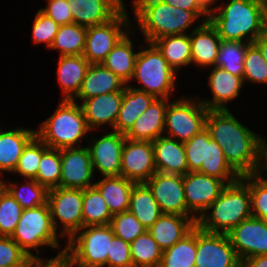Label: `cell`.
Returning a JSON list of instances; mask_svg holds the SVG:
<instances>
[{
	"instance_id": "cell-30",
	"label": "cell",
	"mask_w": 267,
	"mask_h": 267,
	"mask_svg": "<svg viewBox=\"0 0 267 267\" xmlns=\"http://www.w3.org/2000/svg\"><path fill=\"white\" fill-rule=\"evenodd\" d=\"M155 99L156 97L151 94L126 85L114 130L126 134Z\"/></svg>"
},
{
	"instance_id": "cell-16",
	"label": "cell",
	"mask_w": 267,
	"mask_h": 267,
	"mask_svg": "<svg viewBox=\"0 0 267 267\" xmlns=\"http://www.w3.org/2000/svg\"><path fill=\"white\" fill-rule=\"evenodd\" d=\"M183 184L187 208L197 219L207 211L227 185L222 179L200 172H187L183 175Z\"/></svg>"
},
{
	"instance_id": "cell-45",
	"label": "cell",
	"mask_w": 267,
	"mask_h": 267,
	"mask_svg": "<svg viewBox=\"0 0 267 267\" xmlns=\"http://www.w3.org/2000/svg\"><path fill=\"white\" fill-rule=\"evenodd\" d=\"M243 81L267 84V63L262 52L255 43H250L246 49L243 61Z\"/></svg>"
},
{
	"instance_id": "cell-38",
	"label": "cell",
	"mask_w": 267,
	"mask_h": 267,
	"mask_svg": "<svg viewBox=\"0 0 267 267\" xmlns=\"http://www.w3.org/2000/svg\"><path fill=\"white\" fill-rule=\"evenodd\" d=\"M133 267H159L163 250L148 230L130 243Z\"/></svg>"
},
{
	"instance_id": "cell-37",
	"label": "cell",
	"mask_w": 267,
	"mask_h": 267,
	"mask_svg": "<svg viewBox=\"0 0 267 267\" xmlns=\"http://www.w3.org/2000/svg\"><path fill=\"white\" fill-rule=\"evenodd\" d=\"M83 227L110 224L112 214L100 192L94 187L83 189Z\"/></svg>"
},
{
	"instance_id": "cell-13",
	"label": "cell",
	"mask_w": 267,
	"mask_h": 267,
	"mask_svg": "<svg viewBox=\"0 0 267 267\" xmlns=\"http://www.w3.org/2000/svg\"><path fill=\"white\" fill-rule=\"evenodd\" d=\"M227 234L209 233L197 226L195 267H241Z\"/></svg>"
},
{
	"instance_id": "cell-9",
	"label": "cell",
	"mask_w": 267,
	"mask_h": 267,
	"mask_svg": "<svg viewBox=\"0 0 267 267\" xmlns=\"http://www.w3.org/2000/svg\"><path fill=\"white\" fill-rule=\"evenodd\" d=\"M48 203L35 208L23 209L11 238L32 258L42 259L37 248L50 246L60 248ZM29 249H37L34 255Z\"/></svg>"
},
{
	"instance_id": "cell-54",
	"label": "cell",
	"mask_w": 267,
	"mask_h": 267,
	"mask_svg": "<svg viewBox=\"0 0 267 267\" xmlns=\"http://www.w3.org/2000/svg\"><path fill=\"white\" fill-rule=\"evenodd\" d=\"M254 43L258 46L260 51L262 52L263 58L267 63V31L260 35Z\"/></svg>"
},
{
	"instance_id": "cell-29",
	"label": "cell",
	"mask_w": 267,
	"mask_h": 267,
	"mask_svg": "<svg viewBox=\"0 0 267 267\" xmlns=\"http://www.w3.org/2000/svg\"><path fill=\"white\" fill-rule=\"evenodd\" d=\"M36 136V130L16 128L0 129V171L14 172L26 145Z\"/></svg>"
},
{
	"instance_id": "cell-19",
	"label": "cell",
	"mask_w": 267,
	"mask_h": 267,
	"mask_svg": "<svg viewBox=\"0 0 267 267\" xmlns=\"http://www.w3.org/2000/svg\"><path fill=\"white\" fill-rule=\"evenodd\" d=\"M112 131L100 139H91L87 146L94 172L98 169L103 177L120 176L121 171V156L126 137L125 134Z\"/></svg>"
},
{
	"instance_id": "cell-23",
	"label": "cell",
	"mask_w": 267,
	"mask_h": 267,
	"mask_svg": "<svg viewBox=\"0 0 267 267\" xmlns=\"http://www.w3.org/2000/svg\"><path fill=\"white\" fill-rule=\"evenodd\" d=\"M165 135L152 142L156 172L185 175L188 164L184 143Z\"/></svg>"
},
{
	"instance_id": "cell-22",
	"label": "cell",
	"mask_w": 267,
	"mask_h": 267,
	"mask_svg": "<svg viewBox=\"0 0 267 267\" xmlns=\"http://www.w3.org/2000/svg\"><path fill=\"white\" fill-rule=\"evenodd\" d=\"M169 102L170 100L166 98H156L136 119L125 137L131 140L153 142L158 137L163 136L165 112Z\"/></svg>"
},
{
	"instance_id": "cell-39",
	"label": "cell",
	"mask_w": 267,
	"mask_h": 267,
	"mask_svg": "<svg viewBox=\"0 0 267 267\" xmlns=\"http://www.w3.org/2000/svg\"><path fill=\"white\" fill-rule=\"evenodd\" d=\"M1 180V185L14 197L23 209L35 208L47 203L48 190L39 184L35 179L21 186L13 182L6 184Z\"/></svg>"
},
{
	"instance_id": "cell-34",
	"label": "cell",
	"mask_w": 267,
	"mask_h": 267,
	"mask_svg": "<svg viewBox=\"0 0 267 267\" xmlns=\"http://www.w3.org/2000/svg\"><path fill=\"white\" fill-rule=\"evenodd\" d=\"M153 44L177 73L180 67L191 64L190 34L164 36Z\"/></svg>"
},
{
	"instance_id": "cell-52",
	"label": "cell",
	"mask_w": 267,
	"mask_h": 267,
	"mask_svg": "<svg viewBox=\"0 0 267 267\" xmlns=\"http://www.w3.org/2000/svg\"><path fill=\"white\" fill-rule=\"evenodd\" d=\"M66 248L53 259H32L25 267H68L65 260Z\"/></svg>"
},
{
	"instance_id": "cell-51",
	"label": "cell",
	"mask_w": 267,
	"mask_h": 267,
	"mask_svg": "<svg viewBox=\"0 0 267 267\" xmlns=\"http://www.w3.org/2000/svg\"><path fill=\"white\" fill-rule=\"evenodd\" d=\"M173 7L181 8L187 11H192L200 20L204 17L203 22L209 20V12L199 3L198 0H160Z\"/></svg>"
},
{
	"instance_id": "cell-41",
	"label": "cell",
	"mask_w": 267,
	"mask_h": 267,
	"mask_svg": "<svg viewBox=\"0 0 267 267\" xmlns=\"http://www.w3.org/2000/svg\"><path fill=\"white\" fill-rule=\"evenodd\" d=\"M61 177L60 150L48 148L41 157L37 176L34 178L47 190L59 187Z\"/></svg>"
},
{
	"instance_id": "cell-10",
	"label": "cell",
	"mask_w": 267,
	"mask_h": 267,
	"mask_svg": "<svg viewBox=\"0 0 267 267\" xmlns=\"http://www.w3.org/2000/svg\"><path fill=\"white\" fill-rule=\"evenodd\" d=\"M207 113L208 109L199 98L196 101L188 97L169 102L165 112L164 133L184 143L205 128Z\"/></svg>"
},
{
	"instance_id": "cell-44",
	"label": "cell",
	"mask_w": 267,
	"mask_h": 267,
	"mask_svg": "<svg viewBox=\"0 0 267 267\" xmlns=\"http://www.w3.org/2000/svg\"><path fill=\"white\" fill-rule=\"evenodd\" d=\"M263 172L243 175L241 179L250 189L252 216L267 222V179Z\"/></svg>"
},
{
	"instance_id": "cell-56",
	"label": "cell",
	"mask_w": 267,
	"mask_h": 267,
	"mask_svg": "<svg viewBox=\"0 0 267 267\" xmlns=\"http://www.w3.org/2000/svg\"><path fill=\"white\" fill-rule=\"evenodd\" d=\"M265 170H267V141H265Z\"/></svg>"
},
{
	"instance_id": "cell-27",
	"label": "cell",
	"mask_w": 267,
	"mask_h": 267,
	"mask_svg": "<svg viewBox=\"0 0 267 267\" xmlns=\"http://www.w3.org/2000/svg\"><path fill=\"white\" fill-rule=\"evenodd\" d=\"M126 83L102 64H90L78 94L72 99L85 100L97 95L124 91Z\"/></svg>"
},
{
	"instance_id": "cell-26",
	"label": "cell",
	"mask_w": 267,
	"mask_h": 267,
	"mask_svg": "<svg viewBox=\"0 0 267 267\" xmlns=\"http://www.w3.org/2000/svg\"><path fill=\"white\" fill-rule=\"evenodd\" d=\"M190 32L191 64L215 66L222 41L216 28L208 20Z\"/></svg>"
},
{
	"instance_id": "cell-12",
	"label": "cell",
	"mask_w": 267,
	"mask_h": 267,
	"mask_svg": "<svg viewBox=\"0 0 267 267\" xmlns=\"http://www.w3.org/2000/svg\"><path fill=\"white\" fill-rule=\"evenodd\" d=\"M47 203L56 231L58 225L62 224L60 237L66 235L70 239L83 227V189L64 187L50 189Z\"/></svg>"
},
{
	"instance_id": "cell-2",
	"label": "cell",
	"mask_w": 267,
	"mask_h": 267,
	"mask_svg": "<svg viewBox=\"0 0 267 267\" xmlns=\"http://www.w3.org/2000/svg\"><path fill=\"white\" fill-rule=\"evenodd\" d=\"M209 21L221 40L254 43L267 31L265 0H230L215 6Z\"/></svg>"
},
{
	"instance_id": "cell-57",
	"label": "cell",
	"mask_w": 267,
	"mask_h": 267,
	"mask_svg": "<svg viewBox=\"0 0 267 267\" xmlns=\"http://www.w3.org/2000/svg\"><path fill=\"white\" fill-rule=\"evenodd\" d=\"M265 5H266V20H267V0H265Z\"/></svg>"
},
{
	"instance_id": "cell-42",
	"label": "cell",
	"mask_w": 267,
	"mask_h": 267,
	"mask_svg": "<svg viewBox=\"0 0 267 267\" xmlns=\"http://www.w3.org/2000/svg\"><path fill=\"white\" fill-rule=\"evenodd\" d=\"M48 148L49 147L42 140L35 136L23 149L22 155L13 173H18L27 180L34 179L38 173L42 154Z\"/></svg>"
},
{
	"instance_id": "cell-3",
	"label": "cell",
	"mask_w": 267,
	"mask_h": 267,
	"mask_svg": "<svg viewBox=\"0 0 267 267\" xmlns=\"http://www.w3.org/2000/svg\"><path fill=\"white\" fill-rule=\"evenodd\" d=\"M251 216L250 189L240 178L222 189L219 197L197 220V226L209 233L227 234Z\"/></svg>"
},
{
	"instance_id": "cell-11",
	"label": "cell",
	"mask_w": 267,
	"mask_h": 267,
	"mask_svg": "<svg viewBox=\"0 0 267 267\" xmlns=\"http://www.w3.org/2000/svg\"><path fill=\"white\" fill-rule=\"evenodd\" d=\"M125 6L109 21L87 27L83 56L90 64H101L108 53L130 31L131 24ZM130 25V26H129ZM124 27L126 31H123ZM122 28V29H121ZM129 29V30H127Z\"/></svg>"
},
{
	"instance_id": "cell-48",
	"label": "cell",
	"mask_w": 267,
	"mask_h": 267,
	"mask_svg": "<svg viewBox=\"0 0 267 267\" xmlns=\"http://www.w3.org/2000/svg\"><path fill=\"white\" fill-rule=\"evenodd\" d=\"M58 29L59 25L39 10L36 13L32 26V39L35 44L45 43L50 49Z\"/></svg>"
},
{
	"instance_id": "cell-40",
	"label": "cell",
	"mask_w": 267,
	"mask_h": 267,
	"mask_svg": "<svg viewBox=\"0 0 267 267\" xmlns=\"http://www.w3.org/2000/svg\"><path fill=\"white\" fill-rule=\"evenodd\" d=\"M249 44L250 42L222 40L215 66L242 77L243 61Z\"/></svg>"
},
{
	"instance_id": "cell-35",
	"label": "cell",
	"mask_w": 267,
	"mask_h": 267,
	"mask_svg": "<svg viewBox=\"0 0 267 267\" xmlns=\"http://www.w3.org/2000/svg\"><path fill=\"white\" fill-rule=\"evenodd\" d=\"M197 226L170 248L163 251L159 267H195Z\"/></svg>"
},
{
	"instance_id": "cell-25",
	"label": "cell",
	"mask_w": 267,
	"mask_h": 267,
	"mask_svg": "<svg viewBox=\"0 0 267 267\" xmlns=\"http://www.w3.org/2000/svg\"><path fill=\"white\" fill-rule=\"evenodd\" d=\"M197 220L178 214L163 213L147 230L164 251L189 234L197 226Z\"/></svg>"
},
{
	"instance_id": "cell-7",
	"label": "cell",
	"mask_w": 267,
	"mask_h": 267,
	"mask_svg": "<svg viewBox=\"0 0 267 267\" xmlns=\"http://www.w3.org/2000/svg\"><path fill=\"white\" fill-rule=\"evenodd\" d=\"M188 172H200L231 184L241 176L228 164L221 146L204 128L184 142Z\"/></svg>"
},
{
	"instance_id": "cell-55",
	"label": "cell",
	"mask_w": 267,
	"mask_h": 267,
	"mask_svg": "<svg viewBox=\"0 0 267 267\" xmlns=\"http://www.w3.org/2000/svg\"><path fill=\"white\" fill-rule=\"evenodd\" d=\"M198 1L209 13L211 10H213V8L210 7L212 6V4L215 3V0H198Z\"/></svg>"
},
{
	"instance_id": "cell-14",
	"label": "cell",
	"mask_w": 267,
	"mask_h": 267,
	"mask_svg": "<svg viewBox=\"0 0 267 267\" xmlns=\"http://www.w3.org/2000/svg\"><path fill=\"white\" fill-rule=\"evenodd\" d=\"M145 184L150 189L162 213L196 218L195 215L190 216L191 212L187 208L183 175L156 172Z\"/></svg>"
},
{
	"instance_id": "cell-47",
	"label": "cell",
	"mask_w": 267,
	"mask_h": 267,
	"mask_svg": "<svg viewBox=\"0 0 267 267\" xmlns=\"http://www.w3.org/2000/svg\"><path fill=\"white\" fill-rule=\"evenodd\" d=\"M31 260L11 237L0 236V266L25 267Z\"/></svg>"
},
{
	"instance_id": "cell-31",
	"label": "cell",
	"mask_w": 267,
	"mask_h": 267,
	"mask_svg": "<svg viewBox=\"0 0 267 267\" xmlns=\"http://www.w3.org/2000/svg\"><path fill=\"white\" fill-rule=\"evenodd\" d=\"M135 182L120 176L103 177L94 183L113 215L128 211L130 196Z\"/></svg>"
},
{
	"instance_id": "cell-8",
	"label": "cell",
	"mask_w": 267,
	"mask_h": 267,
	"mask_svg": "<svg viewBox=\"0 0 267 267\" xmlns=\"http://www.w3.org/2000/svg\"><path fill=\"white\" fill-rule=\"evenodd\" d=\"M149 47V48H148ZM148 49L138 52L132 80L141 83L142 87H133L156 98L170 99V94L176 88L177 72L168 64L162 53L153 43H148Z\"/></svg>"
},
{
	"instance_id": "cell-5",
	"label": "cell",
	"mask_w": 267,
	"mask_h": 267,
	"mask_svg": "<svg viewBox=\"0 0 267 267\" xmlns=\"http://www.w3.org/2000/svg\"><path fill=\"white\" fill-rule=\"evenodd\" d=\"M36 136L49 148L82 147L80 140L89 131L83 110L76 100L62 99L56 111L40 125Z\"/></svg>"
},
{
	"instance_id": "cell-18",
	"label": "cell",
	"mask_w": 267,
	"mask_h": 267,
	"mask_svg": "<svg viewBox=\"0 0 267 267\" xmlns=\"http://www.w3.org/2000/svg\"><path fill=\"white\" fill-rule=\"evenodd\" d=\"M61 177L59 187L86 189L92 187L94 174L88 147L60 149Z\"/></svg>"
},
{
	"instance_id": "cell-50",
	"label": "cell",
	"mask_w": 267,
	"mask_h": 267,
	"mask_svg": "<svg viewBox=\"0 0 267 267\" xmlns=\"http://www.w3.org/2000/svg\"><path fill=\"white\" fill-rule=\"evenodd\" d=\"M39 10L59 26L73 23L69 0H48L47 7Z\"/></svg>"
},
{
	"instance_id": "cell-53",
	"label": "cell",
	"mask_w": 267,
	"mask_h": 267,
	"mask_svg": "<svg viewBox=\"0 0 267 267\" xmlns=\"http://www.w3.org/2000/svg\"><path fill=\"white\" fill-rule=\"evenodd\" d=\"M241 267H267V255L247 258L242 261Z\"/></svg>"
},
{
	"instance_id": "cell-4",
	"label": "cell",
	"mask_w": 267,
	"mask_h": 267,
	"mask_svg": "<svg viewBox=\"0 0 267 267\" xmlns=\"http://www.w3.org/2000/svg\"><path fill=\"white\" fill-rule=\"evenodd\" d=\"M138 26L146 40L153 43L168 35L186 34L198 17L192 12L173 7L160 0H133Z\"/></svg>"
},
{
	"instance_id": "cell-24",
	"label": "cell",
	"mask_w": 267,
	"mask_h": 267,
	"mask_svg": "<svg viewBox=\"0 0 267 267\" xmlns=\"http://www.w3.org/2000/svg\"><path fill=\"white\" fill-rule=\"evenodd\" d=\"M212 69L208 78V86L213 97L200 101L208 110L228 109L227 103L239 97L244 83L243 78L216 66H213Z\"/></svg>"
},
{
	"instance_id": "cell-49",
	"label": "cell",
	"mask_w": 267,
	"mask_h": 267,
	"mask_svg": "<svg viewBox=\"0 0 267 267\" xmlns=\"http://www.w3.org/2000/svg\"><path fill=\"white\" fill-rule=\"evenodd\" d=\"M107 267H133L130 243L114 237L111 241L110 254L107 256Z\"/></svg>"
},
{
	"instance_id": "cell-17",
	"label": "cell",
	"mask_w": 267,
	"mask_h": 267,
	"mask_svg": "<svg viewBox=\"0 0 267 267\" xmlns=\"http://www.w3.org/2000/svg\"><path fill=\"white\" fill-rule=\"evenodd\" d=\"M227 236L240 261L267 255V222L251 216L234 227Z\"/></svg>"
},
{
	"instance_id": "cell-28",
	"label": "cell",
	"mask_w": 267,
	"mask_h": 267,
	"mask_svg": "<svg viewBox=\"0 0 267 267\" xmlns=\"http://www.w3.org/2000/svg\"><path fill=\"white\" fill-rule=\"evenodd\" d=\"M90 63L83 55L60 56L58 59V82L63 99L72 100L79 92Z\"/></svg>"
},
{
	"instance_id": "cell-1",
	"label": "cell",
	"mask_w": 267,
	"mask_h": 267,
	"mask_svg": "<svg viewBox=\"0 0 267 267\" xmlns=\"http://www.w3.org/2000/svg\"><path fill=\"white\" fill-rule=\"evenodd\" d=\"M205 128L240 175L265 171V141L237 120L229 109L208 110Z\"/></svg>"
},
{
	"instance_id": "cell-33",
	"label": "cell",
	"mask_w": 267,
	"mask_h": 267,
	"mask_svg": "<svg viewBox=\"0 0 267 267\" xmlns=\"http://www.w3.org/2000/svg\"><path fill=\"white\" fill-rule=\"evenodd\" d=\"M129 211L149 229L163 214L145 183H135L130 196Z\"/></svg>"
},
{
	"instance_id": "cell-21",
	"label": "cell",
	"mask_w": 267,
	"mask_h": 267,
	"mask_svg": "<svg viewBox=\"0 0 267 267\" xmlns=\"http://www.w3.org/2000/svg\"><path fill=\"white\" fill-rule=\"evenodd\" d=\"M73 23L85 27L103 24L125 5L123 0H69Z\"/></svg>"
},
{
	"instance_id": "cell-20",
	"label": "cell",
	"mask_w": 267,
	"mask_h": 267,
	"mask_svg": "<svg viewBox=\"0 0 267 267\" xmlns=\"http://www.w3.org/2000/svg\"><path fill=\"white\" fill-rule=\"evenodd\" d=\"M123 100V91L97 95L80 104L90 130L109 124L113 130Z\"/></svg>"
},
{
	"instance_id": "cell-32",
	"label": "cell",
	"mask_w": 267,
	"mask_h": 267,
	"mask_svg": "<svg viewBox=\"0 0 267 267\" xmlns=\"http://www.w3.org/2000/svg\"><path fill=\"white\" fill-rule=\"evenodd\" d=\"M127 33L116 46L108 53L101 63L105 68L111 70L127 85L132 80L135 68V60L138 52H134L133 43Z\"/></svg>"
},
{
	"instance_id": "cell-36",
	"label": "cell",
	"mask_w": 267,
	"mask_h": 267,
	"mask_svg": "<svg viewBox=\"0 0 267 267\" xmlns=\"http://www.w3.org/2000/svg\"><path fill=\"white\" fill-rule=\"evenodd\" d=\"M87 27L76 23L59 26L50 49L59 50V56L83 55Z\"/></svg>"
},
{
	"instance_id": "cell-6",
	"label": "cell",
	"mask_w": 267,
	"mask_h": 267,
	"mask_svg": "<svg viewBox=\"0 0 267 267\" xmlns=\"http://www.w3.org/2000/svg\"><path fill=\"white\" fill-rule=\"evenodd\" d=\"M115 237L110 224L84 226L67 242L68 267H104Z\"/></svg>"
},
{
	"instance_id": "cell-43",
	"label": "cell",
	"mask_w": 267,
	"mask_h": 267,
	"mask_svg": "<svg viewBox=\"0 0 267 267\" xmlns=\"http://www.w3.org/2000/svg\"><path fill=\"white\" fill-rule=\"evenodd\" d=\"M23 208L14 197L0 186V236L11 237L21 217Z\"/></svg>"
},
{
	"instance_id": "cell-15",
	"label": "cell",
	"mask_w": 267,
	"mask_h": 267,
	"mask_svg": "<svg viewBox=\"0 0 267 267\" xmlns=\"http://www.w3.org/2000/svg\"><path fill=\"white\" fill-rule=\"evenodd\" d=\"M154 173V149L152 142L126 138L122 156L120 175L135 183H145Z\"/></svg>"
},
{
	"instance_id": "cell-46",
	"label": "cell",
	"mask_w": 267,
	"mask_h": 267,
	"mask_svg": "<svg viewBox=\"0 0 267 267\" xmlns=\"http://www.w3.org/2000/svg\"><path fill=\"white\" fill-rule=\"evenodd\" d=\"M110 226L116 237L128 243L147 231V228L129 210L113 215Z\"/></svg>"
}]
</instances>
